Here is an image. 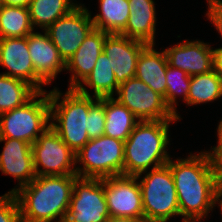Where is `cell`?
I'll return each instance as SVG.
<instances>
[{
    "instance_id": "obj_1",
    "label": "cell",
    "mask_w": 222,
    "mask_h": 222,
    "mask_svg": "<svg viewBox=\"0 0 222 222\" xmlns=\"http://www.w3.org/2000/svg\"><path fill=\"white\" fill-rule=\"evenodd\" d=\"M185 158H170L171 169L177 192L182 221L206 219L216 207L215 195L220 186L213 170L209 153H189Z\"/></svg>"
},
{
    "instance_id": "obj_2",
    "label": "cell",
    "mask_w": 222,
    "mask_h": 222,
    "mask_svg": "<svg viewBox=\"0 0 222 222\" xmlns=\"http://www.w3.org/2000/svg\"><path fill=\"white\" fill-rule=\"evenodd\" d=\"M77 175L36 176L15 195L22 222H63Z\"/></svg>"
},
{
    "instance_id": "obj_3",
    "label": "cell",
    "mask_w": 222,
    "mask_h": 222,
    "mask_svg": "<svg viewBox=\"0 0 222 222\" xmlns=\"http://www.w3.org/2000/svg\"><path fill=\"white\" fill-rule=\"evenodd\" d=\"M179 120L139 121L124 142L123 175L138 174L167 164L171 155L169 127ZM152 167V168H151Z\"/></svg>"
},
{
    "instance_id": "obj_4",
    "label": "cell",
    "mask_w": 222,
    "mask_h": 222,
    "mask_svg": "<svg viewBox=\"0 0 222 222\" xmlns=\"http://www.w3.org/2000/svg\"><path fill=\"white\" fill-rule=\"evenodd\" d=\"M50 90V126L77 153L90 139L88 128V113L90 105L97 99L79 93L76 89H68L65 93ZM61 98V99H60Z\"/></svg>"
},
{
    "instance_id": "obj_5",
    "label": "cell",
    "mask_w": 222,
    "mask_h": 222,
    "mask_svg": "<svg viewBox=\"0 0 222 222\" xmlns=\"http://www.w3.org/2000/svg\"><path fill=\"white\" fill-rule=\"evenodd\" d=\"M136 177L147 222H168L170 218L180 216L177 192L168 164L142 172Z\"/></svg>"
},
{
    "instance_id": "obj_6",
    "label": "cell",
    "mask_w": 222,
    "mask_h": 222,
    "mask_svg": "<svg viewBox=\"0 0 222 222\" xmlns=\"http://www.w3.org/2000/svg\"><path fill=\"white\" fill-rule=\"evenodd\" d=\"M50 126V101L47 90L38 91L24 105L0 114V137L33 144Z\"/></svg>"
},
{
    "instance_id": "obj_7",
    "label": "cell",
    "mask_w": 222,
    "mask_h": 222,
    "mask_svg": "<svg viewBox=\"0 0 222 222\" xmlns=\"http://www.w3.org/2000/svg\"><path fill=\"white\" fill-rule=\"evenodd\" d=\"M75 158L78 177L103 179L123 175L124 141L105 135L90 139L75 153Z\"/></svg>"
},
{
    "instance_id": "obj_8",
    "label": "cell",
    "mask_w": 222,
    "mask_h": 222,
    "mask_svg": "<svg viewBox=\"0 0 222 222\" xmlns=\"http://www.w3.org/2000/svg\"><path fill=\"white\" fill-rule=\"evenodd\" d=\"M36 176L76 175V158L68 145L49 126L32 144Z\"/></svg>"
},
{
    "instance_id": "obj_9",
    "label": "cell",
    "mask_w": 222,
    "mask_h": 222,
    "mask_svg": "<svg viewBox=\"0 0 222 222\" xmlns=\"http://www.w3.org/2000/svg\"><path fill=\"white\" fill-rule=\"evenodd\" d=\"M109 217L104 178L77 177L63 222H106Z\"/></svg>"
},
{
    "instance_id": "obj_10",
    "label": "cell",
    "mask_w": 222,
    "mask_h": 222,
    "mask_svg": "<svg viewBox=\"0 0 222 222\" xmlns=\"http://www.w3.org/2000/svg\"><path fill=\"white\" fill-rule=\"evenodd\" d=\"M116 99L127 107L140 121L178 120L166 105L164 97L138 78L119 84Z\"/></svg>"
},
{
    "instance_id": "obj_11",
    "label": "cell",
    "mask_w": 222,
    "mask_h": 222,
    "mask_svg": "<svg viewBox=\"0 0 222 222\" xmlns=\"http://www.w3.org/2000/svg\"><path fill=\"white\" fill-rule=\"evenodd\" d=\"M94 28L91 12L81 2L68 14L58 18L45 31L66 63Z\"/></svg>"
},
{
    "instance_id": "obj_12",
    "label": "cell",
    "mask_w": 222,
    "mask_h": 222,
    "mask_svg": "<svg viewBox=\"0 0 222 222\" xmlns=\"http://www.w3.org/2000/svg\"><path fill=\"white\" fill-rule=\"evenodd\" d=\"M104 192L110 216L144 218L141 189L136 176L104 178Z\"/></svg>"
},
{
    "instance_id": "obj_13",
    "label": "cell",
    "mask_w": 222,
    "mask_h": 222,
    "mask_svg": "<svg viewBox=\"0 0 222 222\" xmlns=\"http://www.w3.org/2000/svg\"><path fill=\"white\" fill-rule=\"evenodd\" d=\"M0 65L7 72L0 73L26 81L37 91H45L46 84L37 76L28 51V36L0 38Z\"/></svg>"
},
{
    "instance_id": "obj_14",
    "label": "cell",
    "mask_w": 222,
    "mask_h": 222,
    "mask_svg": "<svg viewBox=\"0 0 222 222\" xmlns=\"http://www.w3.org/2000/svg\"><path fill=\"white\" fill-rule=\"evenodd\" d=\"M0 142L5 143L0 154V171L18 181L17 185L7 192L14 193L36 177L32 145L25 141L5 137H0Z\"/></svg>"
},
{
    "instance_id": "obj_15",
    "label": "cell",
    "mask_w": 222,
    "mask_h": 222,
    "mask_svg": "<svg viewBox=\"0 0 222 222\" xmlns=\"http://www.w3.org/2000/svg\"><path fill=\"white\" fill-rule=\"evenodd\" d=\"M147 45L143 41L118 33L106 36L103 52L110 58L111 68L118 84L135 77L138 57Z\"/></svg>"
},
{
    "instance_id": "obj_16",
    "label": "cell",
    "mask_w": 222,
    "mask_h": 222,
    "mask_svg": "<svg viewBox=\"0 0 222 222\" xmlns=\"http://www.w3.org/2000/svg\"><path fill=\"white\" fill-rule=\"evenodd\" d=\"M212 46L203 40H182L163 49L168 65L179 68L189 76L205 74L213 70Z\"/></svg>"
},
{
    "instance_id": "obj_17",
    "label": "cell",
    "mask_w": 222,
    "mask_h": 222,
    "mask_svg": "<svg viewBox=\"0 0 222 222\" xmlns=\"http://www.w3.org/2000/svg\"><path fill=\"white\" fill-rule=\"evenodd\" d=\"M28 51L37 76L46 85L65 71V62L45 30L41 33L34 30L28 35Z\"/></svg>"
},
{
    "instance_id": "obj_18",
    "label": "cell",
    "mask_w": 222,
    "mask_h": 222,
    "mask_svg": "<svg viewBox=\"0 0 222 222\" xmlns=\"http://www.w3.org/2000/svg\"><path fill=\"white\" fill-rule=\"evenodd\" d=\"M109 33L93 28L81 43L77 51L65 63V71L71 73L68 89H76L95 67L105 38Z\"/></svg>"
},
{
    "instance_id": "obj_19",
    "label": "cell",
    "mask_w": 222,
    "mask_h": 222,
    "mask_svg": "<svg viewBox=\"0 0 222 222\" xmlns=\"http://www.w3.org/2000/svg\"><path fill=\"white\" fill-rule=\"evenodd\" d=\"M129 18L126 27L119 33L128 38L137 39L147 44L155 43L156 8L154 0H128Z\"/></svg>"
},
{
    "instance_id": "obj_20",
    "label": "cell",
    "mask_w": 222,
    "mask_h": 222,
    "mask_svg": "<svg viewBox=\"0 0 222 222\" xmlns=\"http://www.w3.org/2000/svg\"><path fill=\"white\" fill-rule=\"evenodd\" d=\"M148 44L140 53L135 77L164 97L166 103V71L168 61L164 50L157 51Z\"/></svg>"
},
{
    "instance_id": "obj_21",
    "label": "cell",
    "mask_w": 222,
    "mask_h": 222,
    "mask_svg": "<svg viewBox=\"0 0 222 222\" xmlns=\"http://www.w3.org/2000/svg\"><path fill=\"white\" fill-rule=\"evenodd\" d=\"M111 66L110 58L104 52H101L95 67L76 90L83 95L97 98L114 97L119 84L115 79ZM86 87L92 89L93 92L90 93Z\"/></svg>"
},
{
    "instance_id": "obj_22",
    "label": "cell",
    "mask_w": 222,
    "mask_h": 222,
    "mask_svg": "<svg viewBox=\"0 0 222 222\" xmlns=\"http://www.w3.org/2000/svg\"><path fill=\"white\" fill-rule=\"evenodd\" d=\"M139 121L114 97H105V136L125 142Z\"/></svg>"
},
{
    "instance_id": "obj_23",
    "label": "cell",
    "mask_w": 222,
    "mask_h": 222,
    "mask_svg": "<svg viewBox=\"0 0 222 222\" xmlns=\"http://www.w3.org/2000/svg\"><path fill=\"white\" fill-rule=\"evenodd\" d=\"M99 12L93 15L94 28L109 34L120 33L127 24L129 18L128 0H98Z\"/></svg>"
},
{
    "instance_id": "obj_24",
    "label": "cell",
    "mask_w": 222,
    "mask_h": 222,
    "mask_svg": "<svg viewBox=\"0 0 222 222\" xmlns=\"http://www.w3.org/2000/svg\"><path fill=\"white\" fill-rule=\"evenodd\" d=\"M78 4L76 0H31L28 6L31 24L34 29L45 30Z\"/></svg>"
},
{
    "instance_id": "obj_25",
    "label": "cell",
    "mask_w": 222,
    "mask_h": 222,
    "mask_svg": "<svg viewBox=\"0 0 222 222\" xmlns=\"http://www.w3.org/2000/svg\"><path fill=\"white\" fill-rule=\"evenodd\" d=\"M222 98V77L211 70L205 74L191 76L187 106L206 104Z\"/></svg>"
},
{
    "instance_id": "obj_26",
    "label": "cell",
    "mask_w": 222,
    "mask_h": 222,
    "mask_svg": "<svg viewBox=\"0 0 222 222\" xmlns=\"http://www.w3.org/2000/svg\"><path fill=\"white\" fill-rule=\"evenodd\" d=\"M37 92L24 80L0 74V114L24 105Z\"/></svg>"
},
{
    "instance_id": "obj_27",
    "label": "cell",
    "mask_w": 222,
    "mask_h": 222,
    "mask_svg": "<svg viewBox=\"0 0 222 222\" xmlns=\"http://www.w3.org/2000/svg\"><path fill=\"white\" fill-rule=\"evenodd\" d=\"M33 31L28 8L1 5L0 38L25 37Z\"/></svg>"
},
{
    "instance_id": "obj_28",
    "label": "cell",
    "mask_w": 222,
    "mask_h": 222,
    "mask_svg": "<svg viewBox=\"0 0 222 222\" xmlns=\"http://www.w3.org/2000/svg\"><path fill=\"white\" fill-rule=\"evenodd\" d=\"M191 76L179 68L167 66L166 71V105L175 114L178 120H181L180 113L178 114L177 104L178 97H182V101L186 102L189 93ZM177 101V102H176Z\"/></svg>"
},
{
    "instance_id": "obj_29",
    "label": "cell",
    "mask_w": 222,
    "mask_h": 222,
    "mask_svg": "<svg viewBox=\"0 0 222 222\" xmlns=\"http://www.w3.org/2000/svg\"><path fill=\"white\" fill-rule=\"evenodd\" d=\"M105 126V97L97 98L89 107L88 128H86L89 139L104 135Z\"/></svg>"
},
{
    "instance_id": "obj_30",
    "label": "cell",
    "mask_w": 222,
    "mask_h": 222,
    "mask_svg": "<svg viewBox=\"0 0 222 222\" xmlns=\"http://www.w3.org/2000/svg\"><path fill=\"white\" fill-rule=\"evenodd\" d=\"M0 222H22L18 202L13 193L0 196Z\"/></svg>"
},
{
    "instance_id": "obj_31",
    "label": "cell",
    "mask_w": 222,
    "mask_h": 222,
    "mask_svg": "<svg viewBox=\"0 0 222 222\" xmlns=\"http://www.w3.org/2000/svg\"><path fill=\"white\" fill-rule=\"evenodd\" d=\"M207 10L206 17L207 20L213 24L215 29L218 31L222 38V0H206Z\"/></svg>"
},
{
    "instance_id": "obj_32",
    "label": "cell",
    "mask_w": 222,
    "mask_h": 222,
    "mask_svg": "<svg viewBox=\"0 0 222 222\" xmlns=\"http://www.w3.org/2000/svg\"><path fill=\"white\" fill-rule=\"evenodd\" d=\"M207 152L211 157L216 179L222 185V147H211Z\"/></svg>"
},
{
    "instance_id": "obj_33",
    "label": "cell",
    "mask_w": 222,
    "mask_h": 222,
    "mask_svg": "<svg viewBox=\"0 0 222 222\" xmlns=\"http://www.w3.org/2000/svg\"><path fill=\"white\" fill-rule=\"evenodd\" d=\"M213 70L222 77V47L212 48Z\"/></svg>"
},
{
    "instance_id": "obj_34",
    "label": "cell",
    "mask_w": 222,
    "mask_h": 222,
    "mask_svg": "<svg viewBox=\"0 0 222 222\" xmlns=\"http://www.w3.org/2000/svg\"><path fill=\"white\" fill-rule=\"evenodd\" d=\"M31 0H1L2 5L21 6L28 8Z\"/></svg>"
},
{
    "instance_id": "obj_35",
    "label": "cell",
    "mask_w": 222,
    "mask_h": 222,
    "mask_svg": "<svg viewBox=\"0 0 222 222\" xmlns=\"http://www.w3.org/2000/svg\"><path fill=\"white\" fill-rule=\"evenodd\" d=\"M106 222H147V221L144 218H128V217L110 216Z\"/></svg>"
},
{
    "instance_id": "obj_36",
    "label": "cell",
    "mask_w": 222,
    "mask_h": 222,
    "mask_svg": "<svg viewBox=\"0 0 222 222\" xmlns=\"http://www.w3.org/2000/svg\"><path fill=\"white\" fill-rule=\"evenodd\" d=\"M217 204H218V208L220 207V213L222 215V185L218 187L216 195H215V205Z\"/></svg>"
},
{
    "instance_id": "obj_37",
    "label": "cell",
    "mask_w": 222,
    "mask_h": 222,
    "mask_svg": "<svg viewBox=\"0 0 222 222\" xmlns=\"http://www.w3.org/2000/svg\"><path fill=\"white\" fill-rule=\"evenodd\" d=\"M217 145L213 147H222V119L220 120L218 127H217Z\"/></svg>"
},
{
    "instance_id": "obj_38",
    "label": "cell",
    "mask_w": 222,
    "mask_h": 222,
    "mask_svg": "<svg viewBox=\"0 0 222 222\" xmlns=\"http://www.w3.org/2000/svg\"><path fill=\"white\" fill-rule=\"evenodd\" d=\"M182 222H201V221H182Z\"/></svg>"
}]
</instances>
